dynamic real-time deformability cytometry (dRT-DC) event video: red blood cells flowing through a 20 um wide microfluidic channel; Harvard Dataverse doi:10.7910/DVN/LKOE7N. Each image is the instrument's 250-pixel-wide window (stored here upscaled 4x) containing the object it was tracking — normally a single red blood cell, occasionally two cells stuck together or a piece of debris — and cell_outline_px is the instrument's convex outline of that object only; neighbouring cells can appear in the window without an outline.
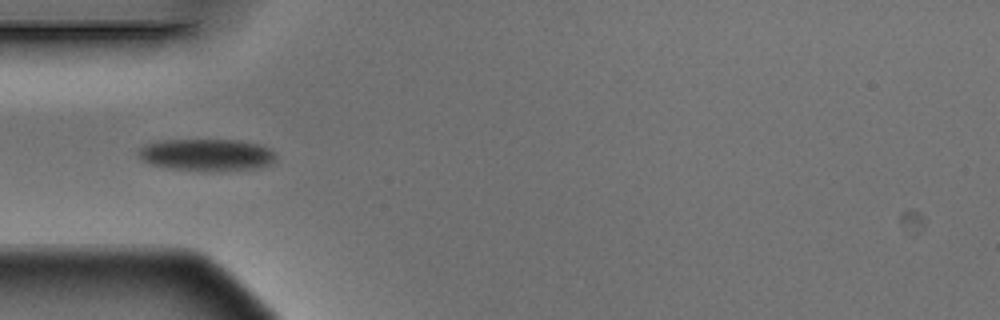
{"species": "Egyptian fruit bat (a non-hibernating species)", "species_latin": "Rousettus aegyptiacus", "temperature_condition": "warm", "stored_images_in_passage": 2, "camera_frame_rate_fps": 3000, "um_per_image_px": 0.085, "animal": {"sex": "male"}, "frame": {"image": 1, "passage_image": 1, "time_ms": 0.0, "image_size_px": [1000, 320], "cell_outline_px": [[276, 160], [272, 164], [260, 168], [172, 168], [148, 164], [140, 160], [136, 156], [136, 152], [144, 144], [160, 140], [240, 140], [260, 144], [272, 148], [276, 152]], "centroid_in_image_um": [17.56, 13.11], "position_along_channel_um": 67.4, "area_um2": 25.2}}
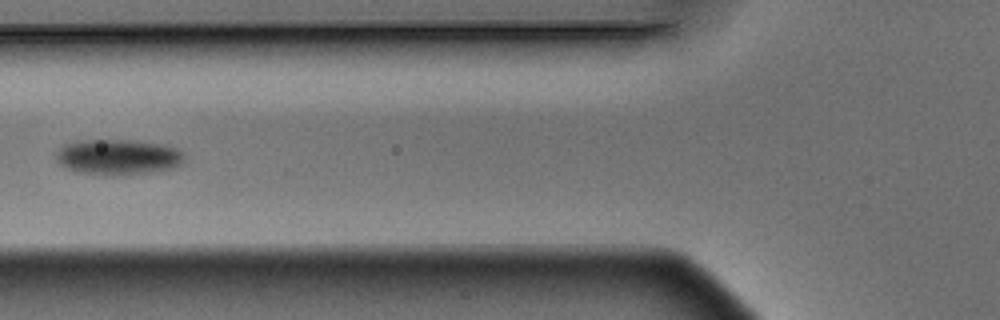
{"frame": {"image": 2, "passage_image": 2, "time_ms": 0.333, "image_size_px": [1000, 320], "cell_outline_px": [[184, 160], [176, 168], [148, 172], [116, 176], [100, 176], [76, 172], [64, 168], [56, 160], [56, 152], [64, 144], [80, 140], [128, 140], [160, 144], [176, 148], [184, 152]], "centroid_in_image_um": [10.0, 13.37], "position_along_channel_um": 115.8, "area_um2": 26.93}}